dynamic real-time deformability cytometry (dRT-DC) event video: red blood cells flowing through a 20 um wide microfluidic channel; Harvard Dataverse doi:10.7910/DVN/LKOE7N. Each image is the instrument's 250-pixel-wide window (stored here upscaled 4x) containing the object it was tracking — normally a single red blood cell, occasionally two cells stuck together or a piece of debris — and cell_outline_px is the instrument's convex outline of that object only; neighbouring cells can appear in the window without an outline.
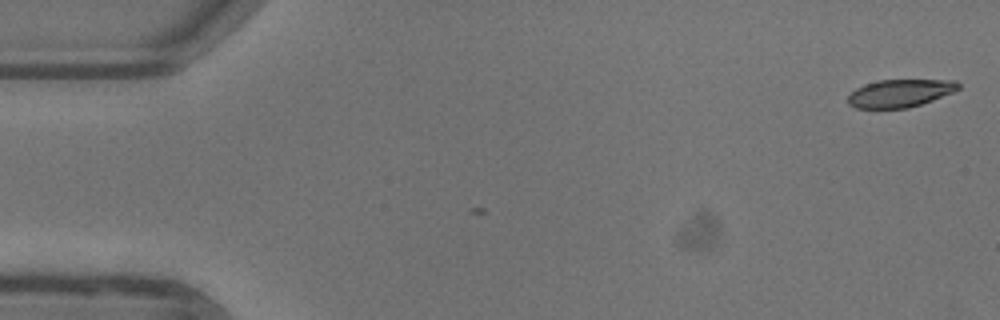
{"species": "common noctule bat (a hibernating species)", "species_latin": "Nyctalus noctula", "temperature_condition": "warm", "stored_images_in_passage": 2, "camera_frame_rate_fps": 3000, "um_per_image_px": 0.085, "animal": {"sex": "female"}, "frame": {"image": 1, "passage_image": 2, "time_ms": 0.333, "image_size_px": [1000, 320], "cell_outline_px": [[960, 88], [952, 92], [932, 100], [908, 108], [856, 108], [848, 104], [848, 96], [856, 88], [864, 84], [880, 80], [956, 80], [960, 84]], "centroid_in_image_um": [76.49, 7.92], "position_along_channel_um": 8.5, "area_um2": 17.74}}